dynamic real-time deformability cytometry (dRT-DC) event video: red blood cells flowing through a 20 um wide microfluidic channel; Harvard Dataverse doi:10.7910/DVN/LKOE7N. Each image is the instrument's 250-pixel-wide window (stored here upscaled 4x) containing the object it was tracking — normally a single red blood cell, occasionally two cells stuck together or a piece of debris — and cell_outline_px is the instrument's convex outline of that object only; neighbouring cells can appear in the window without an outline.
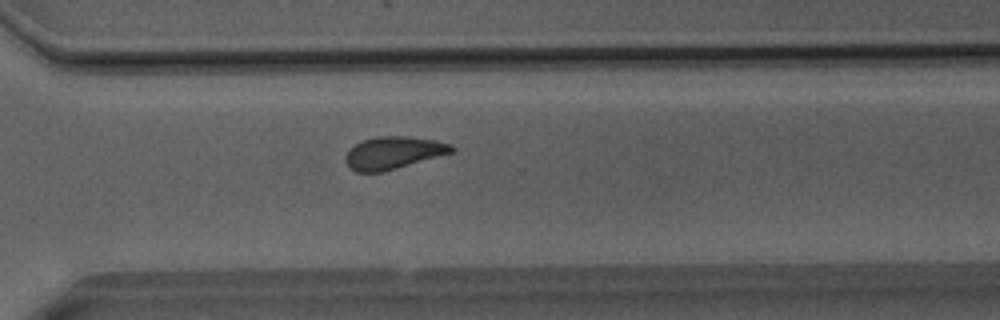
{"species": "Egyptian fruit bat (a non-hibernating species)", "species_latin": "Rousettus aegyptiacus", "temperature_condition": "room temperature", "stored_images_in_passage": 44, "camera_frame_rate_fps": 3000, "um_per_image_px": 0.085, "animal": {"sex": "male"}, "frame": {"image": 1, "passage_image": 32, "time_ms": 10.333, "image_size_px": [1000, 320], "cell_outline_px": [[456, 152], [384, 172], [356, 172], [348, 168], [344, 160], [344, 156], [356, 144], [364, 140], [380, 136], [404, 136], [436, 140], [452, 144], [456, 148]], "centroid_in_image_um": [33.48, 13.0], "position_along_channel_um": 337.1, "area_um2": 20.35}}
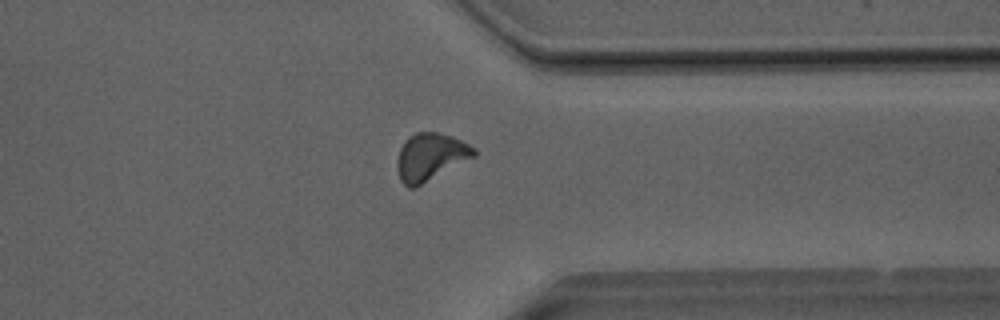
{"frame": {"image": 2, "passage_image": 35, "time_ms": 11.333, "image_size_px": [1000, 320], "cell_outline_px": [[476, 156], [416, 188], [408, 188], [400, 180], [396, 168], [396, 160], [400, 148], [404, 140], [408, 136], [416, 132], [436, 132], [452, 136], [476, 148]], "centroid_in_image_um": [36.56, 13.35], "position_along_channel_um": 374.8, "area_um2": 21.56}}
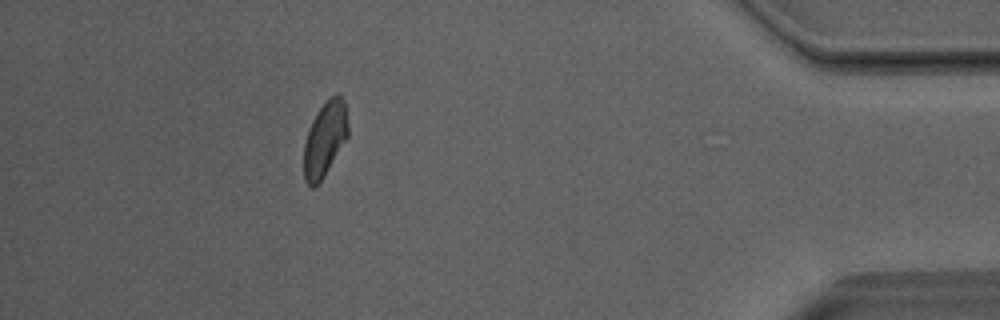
{"frame": {"image": 3, "passage_image": 41, "time_ms": 13.333, "image_size_px": [1000, 320], "cell_outline_px": [[348, 136], [324, 176], [312, 188], [304, 180], [304, 144], [308, 128], [312, 120], [324, 100], [328, 96], [336, 92], [344, 100], [348, 124]], "centroid_in_image_um": [27.61, 11.76], "position_along_channel_um": 407.6, "area_um2": 19.36}}